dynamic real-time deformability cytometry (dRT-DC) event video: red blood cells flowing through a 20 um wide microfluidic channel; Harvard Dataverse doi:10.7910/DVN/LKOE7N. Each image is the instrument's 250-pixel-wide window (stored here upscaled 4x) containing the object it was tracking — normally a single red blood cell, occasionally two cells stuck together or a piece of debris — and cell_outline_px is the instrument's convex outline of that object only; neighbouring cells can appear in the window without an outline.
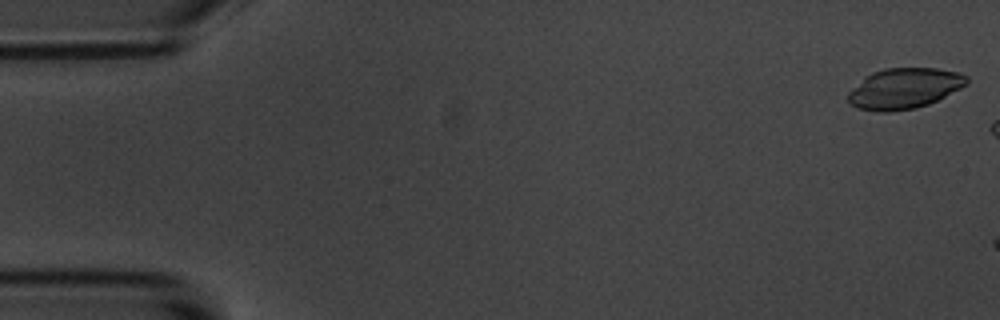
{"species": "common noctule bat (a hibernating species)", "species_latin": "Nyctalus noctula", "temperature_condition": "room temperature", "stored_images_in_passage": 3, "camera_frame_rate_fps": 3000, "um_per_image_px": 0.085, "animal": {"sex": "male", "body_mass_g": 20.1, "forearm_length_mm": 53.5}, "frame": {"image": 1, "passage_image": 1, "time_ms": 0.0, "image_size_px": [1000, 320], "cell_outline_px": [[968, 84], [928, 104], [916, 108], [888, 112], [880, 112], [856, 108], [848, 104], [848, 92], [864, 76], [872, 72], [884, 68], [936, 68], [960, 72], [968, 76]], "centroid_in_image_um": [76.83, 7.51], "position_along_channel_um": 8.2, "area_um2": 28.26}}